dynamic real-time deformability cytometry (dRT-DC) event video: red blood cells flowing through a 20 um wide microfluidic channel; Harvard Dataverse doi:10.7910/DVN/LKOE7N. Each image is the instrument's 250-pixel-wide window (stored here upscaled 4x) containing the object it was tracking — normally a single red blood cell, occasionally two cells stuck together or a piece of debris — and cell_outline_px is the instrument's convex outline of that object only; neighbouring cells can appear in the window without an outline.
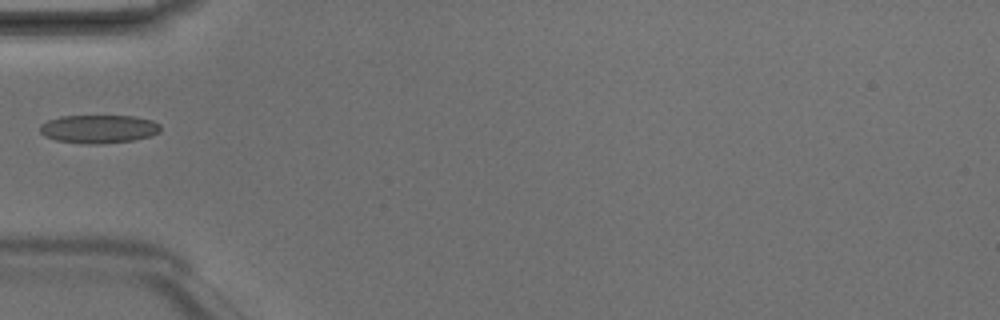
{"species": "Egyptian fruit bat (a non-hibernating species)", "species_latin": "Rousettus aegyptiacus", "temperature_condition": "room temperature", "stored_images_in_passage": 1, "camera_frame_rate_fps": 3000, "um_per_image_px": 0.085, "animal": {"sex": "male"}, "frame": {"image": 1, "passage_image": 1, "time_ms": 0.0, "image_size_px": [1000, 320], "cell_outline_px": [[160, 132], [148, 136], [132, 140], [100, 144], [88, 144], [56, 140], [44, 136], [40, 132], [40, 124], [48, 120], [60, 116], [132, 116], [152, 120], [160, 124]], "centroid_in_image_um": [8.36, 10.96], "position_along_channel_um": 76.6, "area_um2": 19.83}}